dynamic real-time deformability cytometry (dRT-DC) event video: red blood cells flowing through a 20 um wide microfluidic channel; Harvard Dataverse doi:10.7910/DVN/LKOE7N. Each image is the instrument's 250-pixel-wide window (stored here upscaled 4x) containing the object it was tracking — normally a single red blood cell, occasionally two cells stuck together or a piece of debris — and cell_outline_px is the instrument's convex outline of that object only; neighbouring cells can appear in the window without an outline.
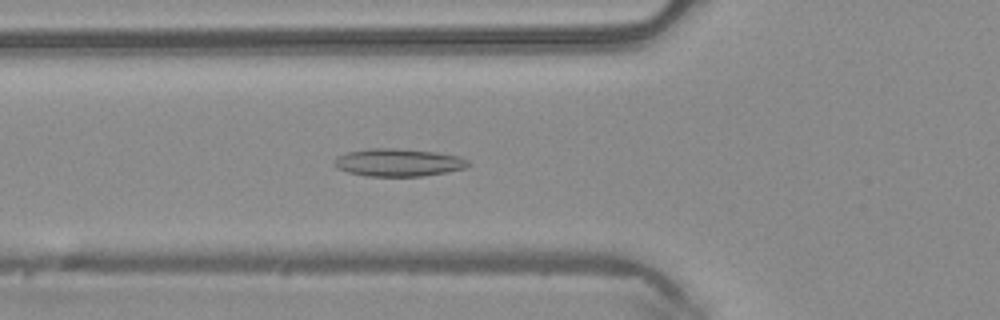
{"species": "common noctule bat (a hibernating species)", "species_latin": "Nyctalus noctula", "temperature_condition": "warm", "stored_images_in_passage": 49, "camera_frame_rate_fps": 3000, "um_per_image_px": 0.085, "animal": {"sex": "male", "body_mass_g": 20.4}, "frame": {"image": 1, "passage_image": 18, "time_ms": 5.667, "image_size_px": [1000, 320], "cell_outline_px": [[472, 164], [468, 168], [424, 176], [364, 176], [348, 172], [336, 168], [332, 164], [336, 156], [348, 152], [368, 148], [400, 148], [436, 152], [460, 156], [468, 160]], "centroid_in_image_um": [33.87, 13.81], "position_along_channel_um": 91.9, "area_um2": 22.02}}
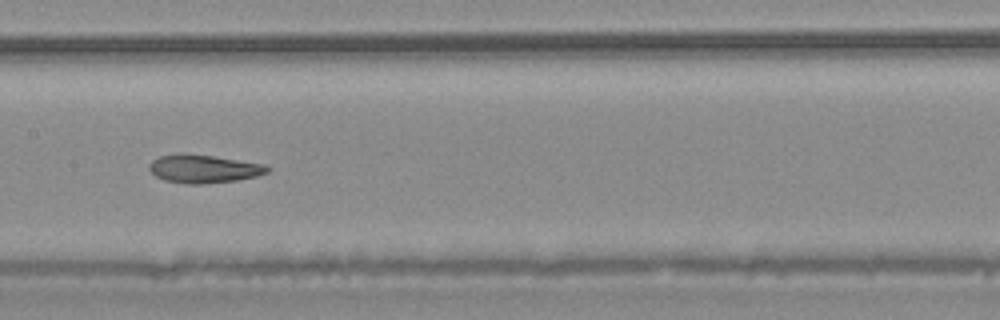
{"frame": {"image": 2, "passage_image": 25, "time_ms": 8.0, "image_size_px": [1000, 320], "cell_outline_px": [[272, 168], [268, 172], [256, 176], [236, 180], [200, 184], [188, 184], [164, 180], [156, 176], [148, 168], [148, 164], [152, 160], [160, 156], [212, 156], [264, 164]], "centroid_in_image_um": [17.35, 14.38], "position_along_channel_um": 190.1, "area_um2": 18.67}}
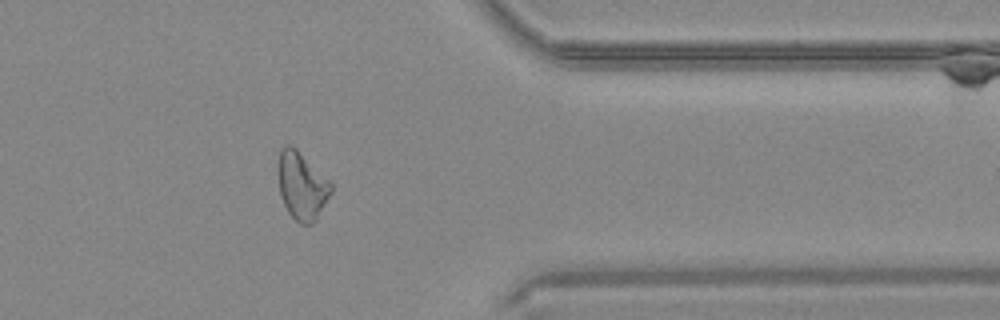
{"frame": {"image": 3, "passage_image": 40, "time_ms": 13.0, "image_size_px": [1000, 320], "cell_outline_px": [[332, 192], [316, 220], [312, 224], [300, 224], [288, 212], [280, 196], [280, 148], [288, 144], [296, 148], [332, 184]], "centroid_in_image_um": [25.68, 15.83], "position_along_channel_um": 385.7, "area_um2": 20.29}, "authors_computed_cell_mechanics": {"area_um2": 21.386, "velocity_mm_per_s": 4.1883, "shape_relaxation_time_tau1_ms": null, "shape_relaxation_time_tau2_ms": 3.4948, "deformation_change_tau1": null, "deformation_change_tau2": 0.1189}}